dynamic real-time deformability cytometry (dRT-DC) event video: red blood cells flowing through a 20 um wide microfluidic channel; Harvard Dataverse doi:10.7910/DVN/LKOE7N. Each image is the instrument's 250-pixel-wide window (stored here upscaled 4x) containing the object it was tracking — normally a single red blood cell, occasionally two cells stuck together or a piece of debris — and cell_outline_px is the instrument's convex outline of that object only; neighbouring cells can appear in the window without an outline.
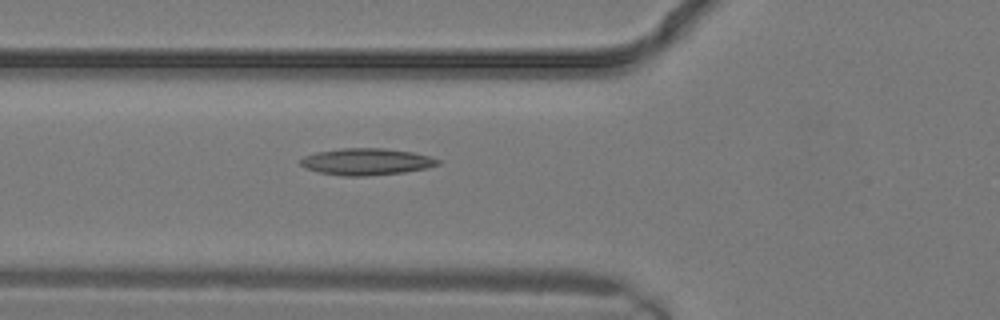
{"species": "common noctule bat (a hibernating species)", "species_latin": "Nyctalus noctula", "temperature_condition": "warm", "stored_images_in_passage": 4, "camera_frame_rate_fps": 3000, "um_per_image_px": 0.085, "animal": {"sex": "male", "body_mass_g": 19.2, "forearm_length_mm": 51.8}, "frame": {"image": 1, "passage_image": 4, "time_ms": 1.0, "image_size_px": [1000, 320], "cell_outline_px": [[440, 164], [428, 168], [404, 172], [368, 176], [344, 176], [320, 172], [304, 168], [300, 164], [300, 160], [304, 156], [316, 152], [344, 148], [384, 148], [412, 152], [428, 156], [440, 160]], "centroid_in_image_um": [31.15, 13.74], "position_along_channel_um": 94.7, "area_um2": 21.39}}